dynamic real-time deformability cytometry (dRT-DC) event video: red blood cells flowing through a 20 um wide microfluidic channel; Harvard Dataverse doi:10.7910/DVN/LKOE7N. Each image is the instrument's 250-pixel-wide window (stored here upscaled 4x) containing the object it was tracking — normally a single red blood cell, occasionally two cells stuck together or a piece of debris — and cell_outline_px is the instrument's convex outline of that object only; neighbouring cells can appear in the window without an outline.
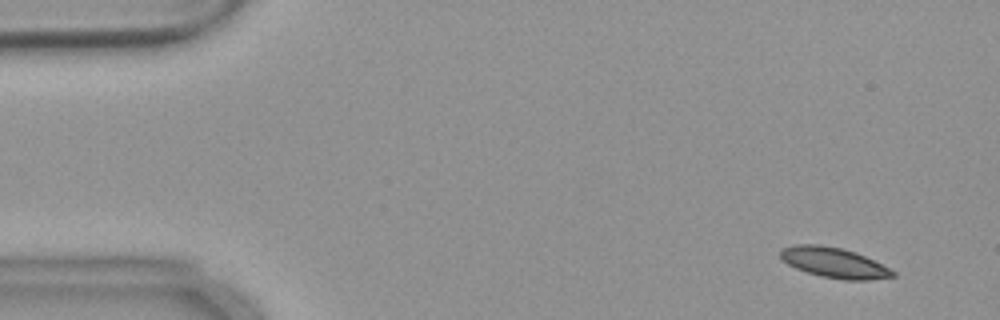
{"species": "common noctule bat (a hibernating species)", "species_latin": "Nyctalus noctula", "temperature_condition": "warm", "stored_images_in_passage": 55, "camera_frame_rate_fps": 3000, "um_per_image_px": 0.085, "animal": {"sex": "female", "body_mass_g": 18.4}, "frame": {"image": 1, "passage_image": 4, "time_ms": 1.0, "image_size_px": [1000, 320], "cell_outline_px": [[896, 276], [868, 280], [844, 280], [820, 276], [796, 268], [780, 260], [780, 248], [792, 244], [820, 244], [840, 248], [856, 252], [896, 272]], "centroid_in_image_um": [70.84, 22.31], "position_along_channel_um": 14.2, "area_um2": 19.83}}
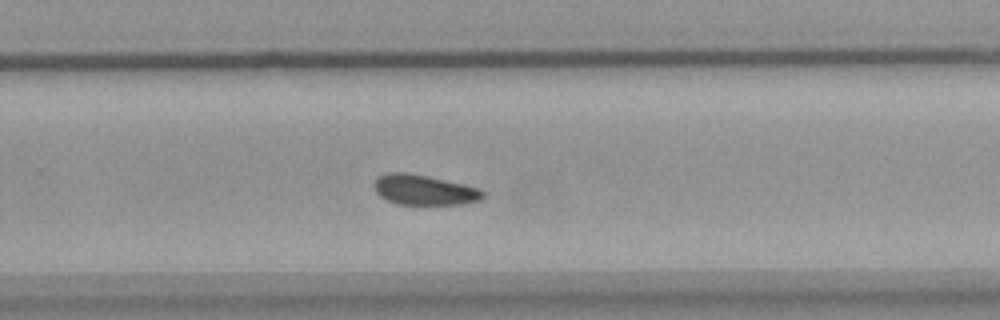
{"frame": {"image": 2, "passage_image": 36, "time_ms": 11.667, "image_size_px": [1000, 320], "cell_outline_px": [[484, 196], [480, 200], [464, 204], [424, 208], [396, 204], [380, 196], [376, 192], [372, 184], [380, 176], [388, 172], [408, 172], [428, 176], [464, 184], [480, 188], [484, 192]], "centroid_in_image_um": [36.07, 16.2], "position_along_channel_um": 293.7, "area_um2": 20.17}}
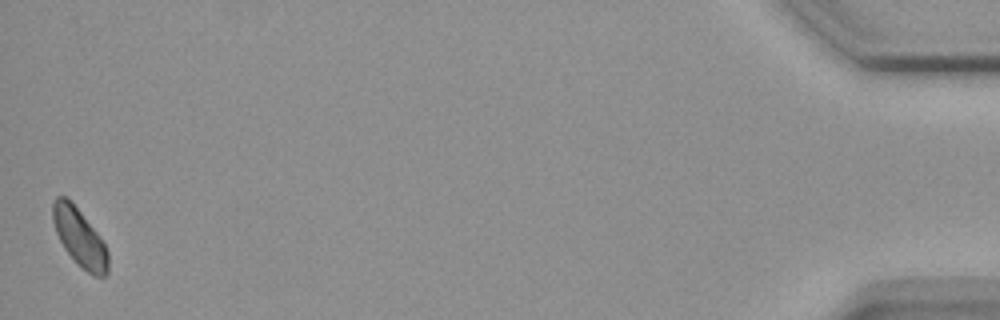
{"frame": {"image": 3, "passage_image": 55, "time_ms": 18.0, "image_size_px": [1000, 320], "cell_outline_px": [[108, 272], [104, 276], [92, 276], [76, 264], [64, 248], [56, 232], [52, 220], [52, 200], [56, 196], [68, 196], [96, 232], [104, 244], [108, 252]], "centroid_in_image_um": [6.73, 20.18], "position_along_channel_um": 428.5, "area_um2": 18.73}, "authors_computed_cell_mechanics": {"area_um2": 19.7676, "velocity_mm_per_s": 3.6319, "shape_relaxation_time_tau1_ms": null, "shape_relaxation_time_tau2_ms": 10.8725, "deformation_change_tau1": null, "deformation_change_tau2": 0.133}}